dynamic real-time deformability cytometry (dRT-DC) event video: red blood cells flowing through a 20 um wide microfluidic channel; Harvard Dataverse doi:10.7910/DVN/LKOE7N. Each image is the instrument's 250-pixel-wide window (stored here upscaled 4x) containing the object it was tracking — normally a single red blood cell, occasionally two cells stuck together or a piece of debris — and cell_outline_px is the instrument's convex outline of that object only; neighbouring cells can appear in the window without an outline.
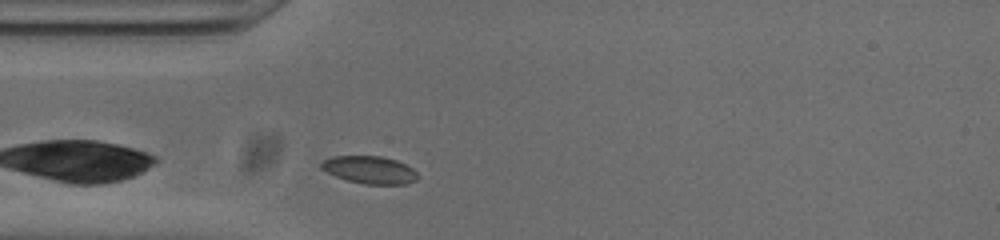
{"species": "common noctule bat (a hibernating species)", "species_latin": "Nyctalus noctula", "temperature_condition": "cold", "stored_images_in_passage": 40, "camera_frame_rate_fps": 3000, "um_per_image_px": 0.085, "animal": {"sex": "male", "body_mass_g": 20.0, "forearm_length_mm": 53.3}, "frame": {"image": 1, "passage_image": 3, "time_ms": 0.667, "image_size_px": [1000, 240], "cell_outline_px": [[416, 180], [404, 184], [364, 184], [348, 180], [336, 176], [320, 168], [320, 164], [324, 160], [332, 156], [380, 156], [396, 160], [412, 168], [416, 172]], "centroid_in_image_um": [31.4, 14.43], "position_along_channel_um": 53.6, "area_um2": 15.26}}
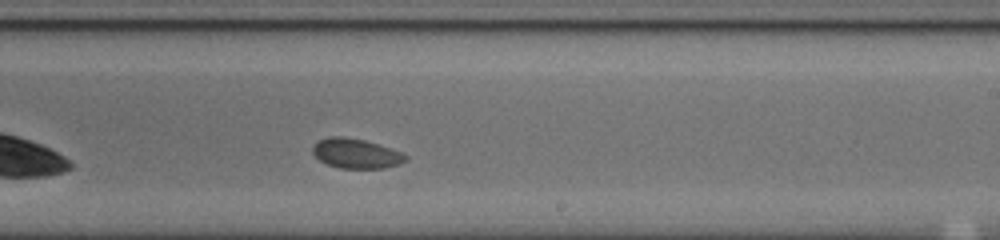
{"frame": {"image": 2, "passage_image": 20, "time_ms": 6.333, "image_size_px": [1000, 240], "cell_outline_px": [[408, 160], [400, 164], [384, 168], [340, 168], [328, 164], [320, 160], [312, 152], [312, 148], [320, 140], [328, 136], [344, 136], [364, 140], [404, 152], [408, 156]], "centroid_in_image_um": [30.31, 13.04], "position_along_channel_um": 258.7, "area_um2": 16.13}}
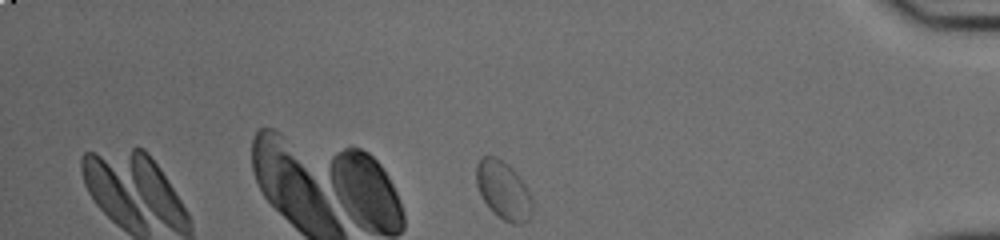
{"frame": {"image": 3, "passage_image": 34, "time_ms": 11.0, "image_size_px": [1000, 240], "cell_outline_px": [[532, 212], [528, 220], [524, 224], [512, 224], [504, 220], [492, 212], [488, 208], [476, 184], [476, 164], [484, 156], [496, 156], [508, 164], [524, 184], [532, 196]], "centroid_in_image_um": [42.79, 16.2], "position_along_channel_um": 392.4, "area_um2": 18.96}, "authors_computed_cell_mechanics": {"area_um2": 16.3285, "velocity_mm_per_s": 3.6748, "shape_relaxation_time_tau1_ms": null, "shape_relaxation_time_tau2_ms": 0.9355, "deformation_change_tau1": null, "deformation_change_tau2": 0.0313}}